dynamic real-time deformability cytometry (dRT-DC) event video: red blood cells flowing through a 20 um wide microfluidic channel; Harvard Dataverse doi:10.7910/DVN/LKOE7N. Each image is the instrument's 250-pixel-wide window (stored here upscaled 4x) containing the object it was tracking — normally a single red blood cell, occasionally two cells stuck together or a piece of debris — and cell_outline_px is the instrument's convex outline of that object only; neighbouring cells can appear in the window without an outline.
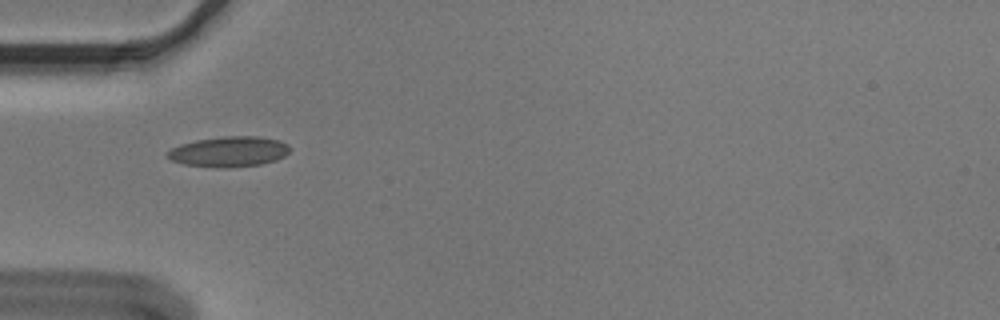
{"species": "Egyptian fruit bat (a non-hibernating species)", "species_latin": "Rousettus aegyptiacus", "temperature_condition": "cold", "stored_images_in_passage": 40, "camera_frame_rate_fps": 3000, "um_per_image_px": 0.085, "animal": {"sex": "male"}, "frame": {"image": 1, "passage_image": 2, "time_ms": 0.333, "image_size_px": [1000, 320], "cell_outline_px": [[292, 148], [284, 156], [276, 160], [260, 164], [228, 168], [216, 168], [184, 164], [172, 160], [164, 156], [164, 152], [180, 144], [196, 140], [224, 136], [260, 136], [280, 140], [288, 144]], "centroid_in_image_um": [19.45, 12.89], "position_along_channel_um": 65.5, "area_um2": 21.96}}
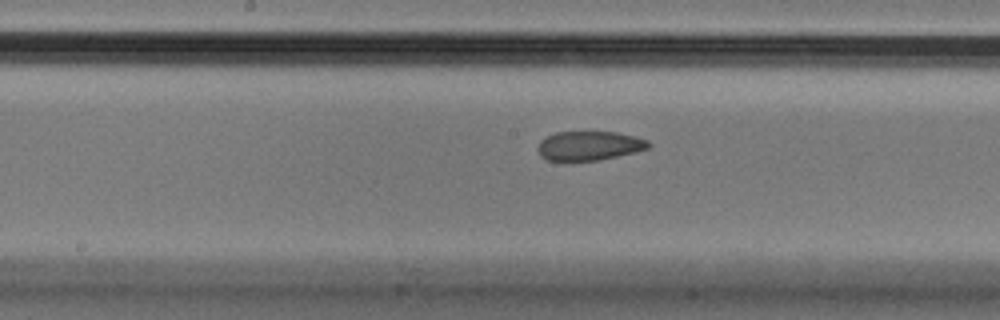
{"frame": {"image": 2, "passage_image": 13, "time_ms": 4.0, "image_size_px": [1000, 320], "cell_outline_px": [[652, 144], [648, 148], [636, 152], [600, 160], [548, 160], [540, 156], [536, 148], [540, 140], [556, 132], [616, 132], [648, 140]], "centroid_in_image_um": [50.08, 12.39], "position_along_channel_um": 198.1, "area_um2": 18.79}}
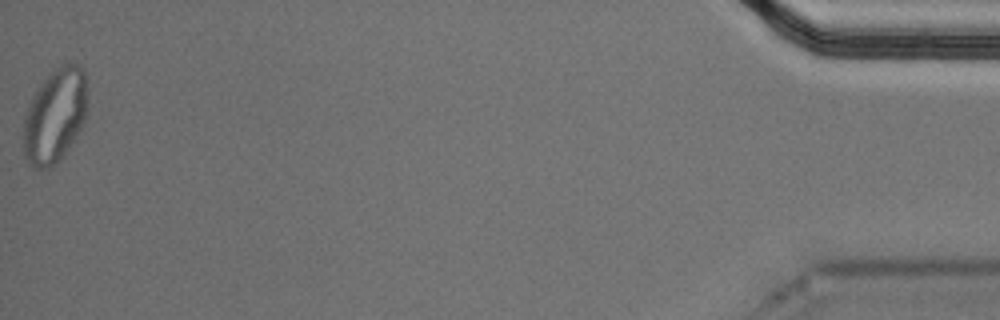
{"frame": {"image": 3, "passage_image": 40, "time_ms": 13.0, "image_size_px": [1000, 320], "cell_outline_px": [[88, 100], [84, 124], [64, 156], [60, 160], [48, 168], [32, 168], [28, 164], [24, 156], [24, 116], [32, 96], [40, 84], [60, 64], [76, 64], [84, 68], [88, 80]], "centroid_in_image_um": [4.71, 9.83], "position_along_channel_um": 430.5, "area_um2": 35.72}, "authors_computed_cell_mechanics": {"area_um2": 20.6635, "velocity_mm_per_s": 3.6112, "shape_relaxation_time_tau1_ms": null, "shape_relaxation_time_tau2_ms": 1.5322, "deformation_change_tau1": null, "deformation_change_tau2": 0.052}}